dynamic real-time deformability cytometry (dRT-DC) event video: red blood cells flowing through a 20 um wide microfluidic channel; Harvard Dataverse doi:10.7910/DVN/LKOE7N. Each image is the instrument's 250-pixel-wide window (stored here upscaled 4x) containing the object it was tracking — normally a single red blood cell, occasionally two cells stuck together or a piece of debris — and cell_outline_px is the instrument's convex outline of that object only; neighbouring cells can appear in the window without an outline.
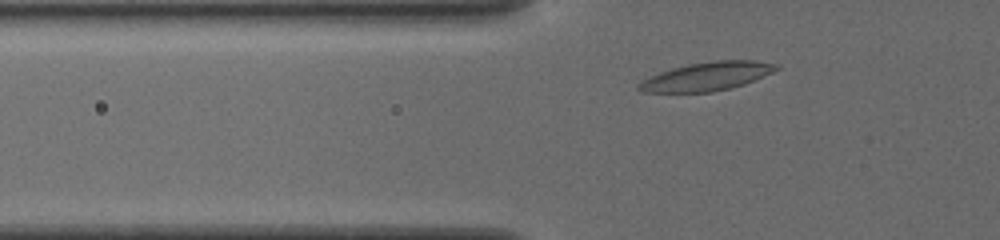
{"species": "common noctule bat (a hibernating species)", "species_latin": "Nyctalus noctula", "temperature_condition": "cold", "stored_images_in_passage": 42, "camera_frame_rate_fps": 3000, "um_per_image_px": 0.085, "animal": {"sex": "female", "body_mass_g": 19.5, "forearm_length_mm": 54.1}, "frame": {"image": 1, "passage_image": 6, "time_ms": 1.667, "image_size_px": [1000, 240], "cell_outline_px": [[780, 68], [772, 72], [744, 84], [712, 92], [644, 92], [636, 88], [636, 84], [640, 80], [660, 72], [672, 68], [688, 64], [716, 60], [756, 60], [780, 64]], "centroid_in_image_um": [60.07, 6.48], "position_along_channel_um": 65.7, "area_um2": 22.89}}
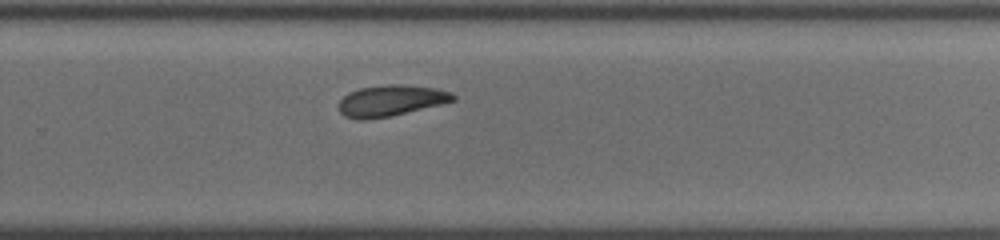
{"frame": {"image": 2, "passage_image": 25, "time_ms": 8.0, "image_size_px": [1000, 240], "cell_outline_px": [[456, 100], [440, 104], [388, 116], [364, 120], [360, 120], [344, 116], [340, 112], [336, 104], [348, 92], [360, 88], [388, 84], [400, 84], [436, 88], [452, 92], [456, 96]], "centroid_in_image_um": [33.18, 8.54], "position_along_channel_um": 296.6, "area_um2": 20.63}}
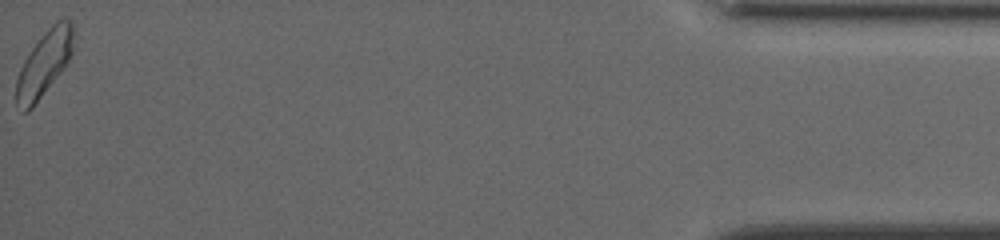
{"frame": {"image": 3, "passage_image": 42, "time_ms": 13.667, "image_size_px": [1000, 240], "cell_outline_px": [[72, 52], [68, 60], [60, 72], [32, 108], [28, 112], [24, 112], [16, 104], [16, 80], [20, 68], [24, 60], [32, 48], [48, 28], [56, 20], [72, 20]], "centroid_in_image_um": [3.72, 5.43], "position_along_channel_um": 431.5, "area_um2": 21.1}, "authors_computed_cell_mechanics": {"area_um2": 21.097, "velocity_mm_per_s": 3.7696, "shape_relaxation_time_tau1_ms": 4.2033, "shape_relaxation_time_tau2_ms": null, "deformation_change_tau1": 0.1369, "deformation_change_tau2": null}}